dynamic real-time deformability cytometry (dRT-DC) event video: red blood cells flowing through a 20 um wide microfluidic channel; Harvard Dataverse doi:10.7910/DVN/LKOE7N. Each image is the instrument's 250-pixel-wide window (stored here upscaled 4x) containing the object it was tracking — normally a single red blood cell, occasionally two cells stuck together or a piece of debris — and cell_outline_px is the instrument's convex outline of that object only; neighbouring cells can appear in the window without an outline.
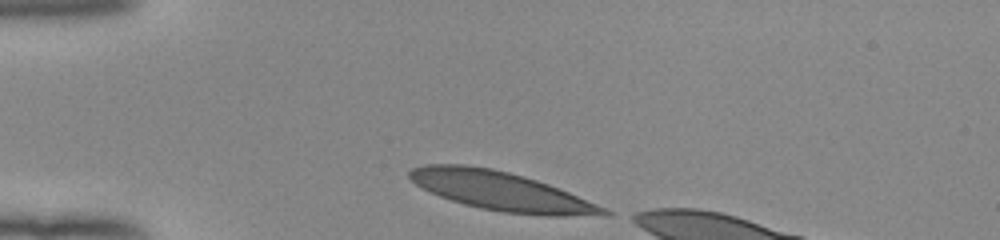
{"species": "human", "species_latin": "Homo sapiens", "temperature_condition": "room temperature", "stored_images_in_passage": 31, "camera_frame_rate_fps": 3000, "um_per_image_px": 0.085, "donor": {"sex": "female"}, "frame": {"image": 1, "passage_image": 1, "time_ms": 0.0, "image_size_px": [1000, 240], "cell_outline_px": [[612, 216], [548, 216], [504, 212], [480, 208], [464, 204], [440, 196], [416, 184], [408, 176], [408, 172], [412, 168], [424, 164], [464, 164], [492, 168], [524, 176], [548, 184], [568, 192], [596, 204], [612, 212]], "centroid_in_image_um": [42.61, 16.25], "position_along_channel_um": 42.4, "area_um2": 43.64}}
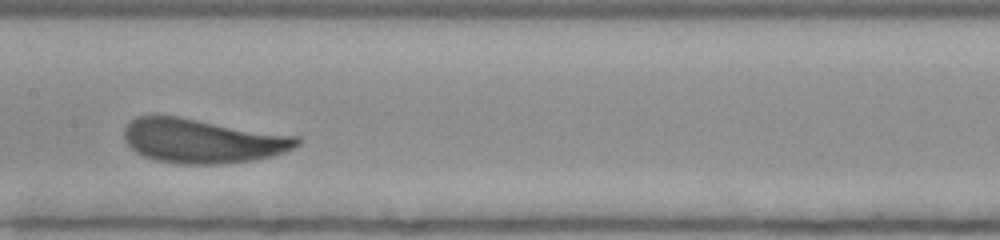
{"frame": {"image": 2, "passage_image": 15, "time_ms": 4.667, "image_size_px": [1000, 240], "cell_outline_px": [[300, 144], [284, 152], [272, 156], [252, 160], [224, 164], [176, 164], [152, 160], [136, 152], [124, 140], [124, 128], [136, 116], [180, 116], [300, 136]], "centroid_in_image_um": [17.22, 11.97], "position_along_channel_um": 190.2, "area_um2": 45.03}}
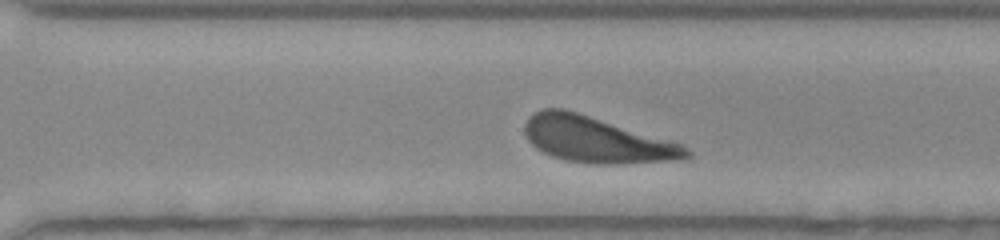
{"frame": {"image": 3, "passage_image": 25, "time_ms": 8.0, "image_size_px": [1000, 240], "cell_outline_px": [[692, 156], [680, 160], [616, 164], [596, 164], [568, 160], [552, 156], [536, 148], [528, 140], [524, 132], [524, 124], [528, 116], [544, 108], [564, 108], [672, 140], [688, 148], [692, 152]], "centroid_in_image_um": [50.73, 11.87], "position_along_channel_um": 319.9, "area_um2": 43.41}, "authors_computed_cell_mechanics": {"area_um2": 44.506, "velocity_mm_per_s": 3.8992, "shape_relaxation_time_tau1_ms": 2.6726, "shape_relaxation_time_tau2_ms": null, "deformation_change_tau1": 0.1498, "deformation_change_tau2": null}}